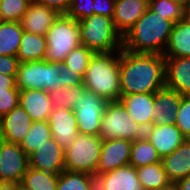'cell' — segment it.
<instances>
[{"instance_id":"obj_12","label":"cell","mask_w":190,"mask_h":190,"mask_svg":"<svg viewBox=\"0 0 190 190\" xmlns=\"http://www.w3.org/2000/svg\"><path fill=\"white\" fill-rule=\"evenodd\" d=\"M48 124L53 139L66 149L78 135V124L73 109L53 108Z\"/></svg>"},{"instance_id":"obj_46","label":"cell","mask_w":190,"mask_h":190,"mask_svg":"<svg viewBox=\"0 0 190 190\" xmlns=\"http://www.w3.org/2000/svg\"><path fill=\"white\" fill-rule=\"evenodd\" d=\"M15 190H30L29 188H27L24 184L22 183H15Z\"/></svg>"},{"instance_id":"obj_19","label":"cell","mask_w":190,"mask_h":190,"mask_svg":"<svg viewBox=\"0 0 190 190\" xmlns=\"http://www.w3.org/2000/svg\"><path fill=\"white\" fill-rule=\"evenodd\" d=\"M130 117L144 129L152 126L154 118V93L122 95L119 99Z\"/></svg>"},{"instance_id":"obj_41","label":"cell","mask_w":190,"mask_h":190,"mask_svg":"<svg viewBox=\"0 0 190 190\" xmlns=\"http://www.w3.org/2000/svg\"><path fill=\"white\" fill-rule=\"evenodd\" d=\"M94 15H102L113 18L115 0H94Z\"/></svg>"},{"instance_id":"obj_37","label":"cell","mask_w":190,"mask_h":190,"mask_svg":"<svg viewBox=\"0 0 190 190\" xmlns=\"http://www.w3.org/2000/svg\"><path fill=\"white\" fill-rule=\"evenodd\" d=\"M94 0H71L67 16L81 20L94 15Z\"/></svg>"},{"instance_id":"obj_13","label":"cell","mask_w":190,"mask_h":190,"mask_svg":"<svg viewBox=\"0 0 190 190\" xmlns=\"http://www.w3.org/2000/svg\"><path fill=\"white\" fill-rule=\"evenodd\" d=\"M131 147L127 139L103 140L96 176L129 165Z\"/></svg>"},{"instance_id":"obj_31","label":"cell","mask_w":190,"mask_h":190,"mask_svg":"<svg viewBox=\"0 0 190 190\" xmlns=\"http://www.w3.org/2000/svg\"><path fill=\"white\" fill-rule=\"evenodd\" d=\"M58 180V174L29 167L21 183L30 190H57Z\"/></svg>"},{"instance_id":"obj_1","label":"cell","mask_w":190,"mask_h":190,"mask_svg":"<svg viewBox=\"0 0 190 190\" xmlns=\"http://www.w3.org/2000/svg\"><path fill=\"white\" fill-rule=\"evenodd\" d=\"M121 96L155 93L165 87V57L120 51Z\"/></svg>"},{"instance_id":"obj_20","label":"cell","mask_w":190,"mask_h":190,"mask_svg":"<svg viewBox=\"0 0 190 190\" xmlns=\"http://www.w3.org/2000/svg\"><path fill=\"white\" fill-rule=\"evenodd\" d=\"M149 9V0H115L113 21L122 37Z\"/></svg>"},{"instance_id":"obj_23","label":"cell","mask_w":190,"mask_h":190,"mask_svg":"<svg viewBox=\"0 0 190 190\" xmlns=\"http://www.w3.org/2000/svg\"><path fill=\"white\" fill-rule=\"evenodd\" d=\"M163 169L174 184L190 174V139L184 142L171 154L161 158Z\"/></svg>"},{"instance_id":"obj_15","label":"cell","mask_w":190,"mask_h":190,"mask_svg":"<svg viewBox=\"0 0 190 190\" xmlns=\"http://www.w3.org/2000/svg\"><path fill=\"white\" fill-rule=\"evenodd\" d=\"M96 188L98 190H144L138 179L137 169L130 164L96 176Z\"/></svg>"},{"instance_id":"obj_44","label":"cell","mask_w":190,"mask_h":190,"mask_svg":"<svg viewBox=\"0 0 190 190\" xmlns=\"http://www.w3.org/2000/svg\"><path fill=\"white\" fill-rule=\"evenodd\" d=\"M173 185L177 190H190V174Z\"/></svg>"},{"instance_id":"obj_8","label":"cell","mask_w":190,"mask_h":190,"mask_svg":"<svg viewBox=\"0 0 190 190\" xmlns=\"http://www.w3.org/2000/svg\"><path fill=\"white\" fill-rule=\"evenodd\" d=\"M144 133L145 129L130 117L119 100L107 103L99 133L103 140L127 139L135 141L144 137Z\"/></svg>"},{"instance_id":"obj_16","label":"cell","mask_w":190,"mask_h":190,"mask_svg":"<svg viewBox=\"0 0 190 190\" xmlns=\"http://www.w3.org/2000/svg\"><path fill=\"white\" fill-rule=\"evenodd\" d=\"M144 136L156 148L161 158L171 154L186 139L175 124L152 125L145 129Z\"/></svg>"},{"instance_id":"obj_29","label":"cell","mask_w":190,"mask_h":190,"mask_svg":"<svg viewBox=\"0 0 190 190\" xmlns=\"http://www.w3.org/2000/svg\"><path fill=\"white\" fill-rule=\"evenodd\" d=\"M96 177L92 174L69 172L59 174L57 190H95Z\"/></svg>"},{"instance_id":"obj_10","label":"cell","mask_w":190,"mask_h":190,"mask_svg":"<svg viewBox=\"0 0 190 190\" xmlns=\"http://www.w3.org/2000/svg\"><path fill=\"white\" fill-rule=\"evenodd\" d=\"M29 168V157L20 144L0 139V180L8 183H21Z\"/></svg>"},{"instance_id":"obj_4","label":"cell","mask_w":190,"mask_h":190,"mask_svg":"<svg viewBox=\"0 0 190 190\" xmlns=\"http://www.w3.org/2000/svg\"><path fill=\"white\" fill-rule=\"evenodd\" d=\"M81 26V45L94 53L117 52L123 49V37L113 18L91 15L78 21Z\"/></svg>"},{"instance_id":"obj_34","label":"cell","mask_w":190,"mask_h":190,"mask_svg":"<svg viewBox=\"0 0 190 190\" xmlns=\"http://www.w3.org/2000/svg\"><path fill=\"white\" fill-rule=\"evenodd\" d=\"M31 0H0V21L20 22Z\"/></svg>"},{"instance_id":"obj_28","label":"cell","mask_w":190,"mask_h":190,"mask_svg":"<svg viewBox=\"0 0 190 190\" xmlns=\"http://www.w3.org/2000/svg\"><path fill=\"white\" fill-rule=\"evenodd\" d=\"M156 162H161V157L145 136L132 141L130 165L138 168Z\"/></svg>"},{"instance_id":"obj_39","label":"cell","mask_w":190,"mask_h":190,"mask_svg":"<svg viewBox=\"0 0 190 190\" xmlns=\"http://www.w3.org/2000/svg\"><path fill=\"white\" fill-rule=\"evenodd\" d=\"M18 65L17 57L0 55V74L17 76Z\"/></svg>"},{"instance_id":"obj_32","label":"cell","mask_w":190,"mask_h":190,"mask_svg":"<svg viewBox=\"0 0 190 190\" xmlns=\"http://www.w3.org/2000/svg\"><path fill=\"white\" fill-rule=\"evenodd\" d=\"M149 9L159 13L163 18L171 20L174 24L188 17L185 3L169 0H149Z\"/></svg>"},{"instance_id":"obj_38","label":"cell","mask_w":190,"mask_h":190,"mask_svg":"<svg viewBox=\"0 0 190 190\" xmlns=\"http://www.w3.org/2000/svg\"><path fill=\"white\" fill-rule=\"evenodd\" d=\"M19 97V89H7V92H0V118L19 105Z\"/></svg>"},{"instance_id":"obj_26","label":"cell","mask_w":190,"mask_h":190,"mask_svg":"<svg viewBox=\"0 0 190 190\" xmlns=\"http://www.w3.org/2000/svg\"><path fill=\"white\" fill-rule=\"evenodd\" d=\"M23 31L20 22L0 21V55L17 57Z\"/></svg>"},{"instance_id":"obj_25","label":"cell","mask_w":190,"mask_h":190,"mask_svg":"<svg viewBox=\"0 0 190 190\" xmlns=\"http://www.w3.org/2000/svg\"><path fill=\"white\" fill-rule=\"evenodd\" d=\"M46 48L45 36L23 31L17 59L19 63L44 60Z\"/></svg>"},{"instance_id":"obj_6","label":"cell","mask_w":190,"mask_h":190,"mask_svg":"<svg viewBox=\"0 0 190 190\" xmlns=\"http://www.w3.org/2000/svg\"><path fill=\"white\" fill-rule=\"evenodd\" d=\"M64 62L51 63L45 60L19 63L16 87L19 90L39 89L51 93L64 88L61 70Z\"/></svg>"},{"instance_id":"obj_3","label":"cell","mask_w":190,"mask_h":190,"mask_svg":"<svg viewBox=\"0 0 190 190\" xmlns=\"http://www.w3.org/2000/svg\"><path fill=\"white\" fill-rule=\"evenodd\" d=\"M88 91L106 101H118L121 97L120 51L94 53L83 77Z\"/></svg>"},{"instance_id":"obj_33","label":"cell","mask_w":190,"mask_h":190,"mask_svg":"<svg viewBox=\"0 0 190 190\" xmlns=\"http://www.w3.org/2000/svg\"><path fill=\"white\" fill-rule=\"evenodd\" d=\"M85 90V85L81 84L73 87H64L49 93L53 108H67L74 110L76 101L79 99L80 94Z\"/></svg>"},{"instance_id":"obj_24","label":"cell","mask_w":190,"mask_h":190,"mask_svg":"<svg viewBox=\"0 0 190 190\" xmlns=\"http://www.w3.org/2000/svg\"><path fill=\"white\" fill-rule=\"evenodd\" d=\"M164 57H190V16L174 24Z\"/></svg>"},{"instance_id":"obj_14","label":"cell","mask_w":190,"mask_h":190,"mask_svg":"<svg viewBox=\"0 0 190 190\" xmlns=\"http://www.w3.org/2000/svg\"><path fill=\"white\" fill-rule=\"evenodd\" d=\"M33 120L20 105L0 118V139L9 143L21 144Z\"/></svg>"},{"instance_id":"obj_30","label":"cell","mask_w":190,"mask_h":190,"mask_svg":"<svg viewBox=\"0 0 190 190\" xmlns=\"http://www.w3.org/2000/svg\"><path fill=\"white\" fill-rule=\"evenodd\" d=\"M52 137L48 121H33L20 147L29 157L46 140Z\"/></svg>"},{"instance_id":"obj_17","label":"cell","mask_w":190,"mask_h":190,"mask_svg":"<svg viewBox=\"0 0 190 190\" xmlns=\"http://www.w3.org/2000/svg\"><path fill=\"white\" fill-rule=\"evenodd\" d=\"M165 87L190 96V57H165Z\"/></svg>"},{"instance_id":"obj_47","label":"cell","mask_w":190,"mask_h":190,"mask_svg":"<svg viewBox=\"0 0 190 190\" xmlns=\"http://www.w3.org/2000/svg\"><path fill=\"white\" fill-rule=\"evenodd\" d=\"M185 6H186L187 14L188 16H190V0L185 1Z\"/></svg>"},{"instance_id":"obj_21","label":"cell","mask_w":190,"mask_h":190,"mask_svg":"<svg viewBox=\"0 0 190 190\" xmlns=\"http://www.w3.org/2000/svg\"><path fill=\"white\" fill-rule=\"evenodd\" d=\"M182 96L176 91L163 87L154 93V118L152 125L174 124Z\"/></svg>"},{"instance_id":"obj_36","label":"cell","mask_w":190,"mask_h":190,"mask_svg":"<svg viewBox=\"0 0 190 190\" xmlns=\"http://www.w3.org/2000/svg\"><path fill=\"white\" fill-rule=\"evenodd\" d=\"M174 124L186 139H190V96H182Z\"/></svg>"},{"instance_id":"obj_2","label":"cell","mask_w":190,"mask_h":190,"mask_svg":"<svg viewBox=\"0 0 190 190\" xmlns=\"http://www.w3.org/2000/svg\"><path fill=\"white\" fill-rule=\"evenodd\" d=\"M174 23L148 9L123 36V49L131 53L163 55Z\"/></svg>"},{"instance_id":"obj_35","label":"cell","mask_w":190,"mask_h":190,"mask_svg":"<svg viewBox=\"0 0 190 190\" xmlns=\"http://www.w3.org/2000/svg\"><path fill=\"white\" fill-rule=\"evenodd\" d=\"M93 55V51L83 45H80L67 55L64 60V64L66 67H70V70H74L84 76Z\"/></svg>"},{"instance_id":"obj_7","label":"cell","mask_w":190,"mask_h":190,"mask_svg":"<svg viewBox=\"0 0 190 190\" xmlns=\"http://www.w3.org/2000/svg\"><path fill=\"white\" fill-rule=\"evenodd\" d=\"M103 139L100 136L78 133L65 150V170L92 174L96 177Z\"/></svg>"},{"instance_id":"obj_22","label":"cell","mask_w":190,"mask_h":190,"mask_svg":"<svg viewBox=\"0 0 190 190\" xmlns=\"http://www.w3.org/2000/svg\"><path fill=\"white\" fill-rule=\"evenodd\" d=\"M19 105L33 121H48L53 110L49 93L39 89L20 90Z\"/></svg>"},{"instance_id":"obj_43","label":"cell","mask_w":190,"mask_h":190,"mask_svg":"<svg viewBox=\"0 0 190 190\" xmlns=\"http://www.w3.org/2000/svg\"><path fill=\"white\" fill-rule=\"evenodd\" d=\"M16 76L0 74V92H7V89H18L16 87Z\"/></svg>"},{"instance_id":"obj_48","label":"cell","mask_w":190,"mask_h":190,"mask_svg":"<svg viewBox=\"0 0 190 190\" xmlns=\"http://www.w3.org/2000/svg\"><path fill=\"white\" fill-rule=\"evenodd\" d=\"M163 190H177L175 187H174V185L172 184L169 188H167V189H163Z\"/></svg>"},{"instance_id":"obj_27","label":"cell","mask_w":190,"mask_h":190,"mask_svg":"<svg viewBox=\"0 0 190 190\" xmlns=\"http://www.w3.org/2000/svg\"><path fill=\"white\" fill-rule=\"evenodd\" d=\"M138 179L144 190H163L169 188V181L161 162L136 168Z\"/></svg>"},{"instance_id":"obj_11","label":"cell","mask_w":190,"mask_h":190,"mask_svg":"<svg viewBox=\"0 0 190 190\" xmlns=\"http://www.w3.org/2000/svg\"><path fill=\"white\" fill-rule=\"evenodd\" d=\"M65 150L51 137L29 156V167L60 174L65 170Z\"/></svg>"},{"instance_id":"obj_49","label":"cell","mask_w":190,"mask_h":190,"mask_svg":"<svg viewBox=\"0 0 190 190\" xmlns=\"http://www.w3.org/2000/svg\"><path fill=\"white\" fill-rule=\"evenodd\" d=\"M169 1H174V2H179V3H185L186 0H169Z\"/></svg>"},{"instance_id":"obj_42","label":"cell","mask_w":190,"mask_h":190,"mask_svg":"<svg viewBox=\"0 0 190 190\" xmlns=\"http://www.w3.org/2000/svg\"><path fill=\"white\" fill-rule=\"evenodd\" d=\"M33 1L53 9L57 11L59 14H66L71 4V0H33Z\"/></svg>"},{"instance_id":"obj_18","label":"cell","mask_w":190,"mask_h":190,"mask_svg":"<svg viewBox=\"0 0 190 190\" xmlns=\"http://www.w3.org/2000/svg\"><path fill=\"white\" fill-rule=\"evenodd\" d=\"M59 15L57 11L43 4L30 1L20 24L25 32L45 36Z\"/></svg>"},{"instance_id":"obj_45","label":"cell","mask_w":190,"mask_h":190,"mask_svg":"<svg viewBox=\"0 0 190 190\" xmlns=\"http://www.w3.org/2000/svg\"><path fill=\"white\" fill-rule=\"evenodd\" d=\"M0 190H15V183L2 182Z\"/></svg>"},{"instance_id":"obj_40","label":"cell","mask_w":190,"mask_h":190,"mask_svg":"<svg viewBox=\"0 0 190 190\" xmlns=\"http://www.w3.org/2000/svg\"><path fill=\"white\" fill-rule=\"evenodd\" d=\"M60 75L65 87H73L75 85L83 84L84 76L75 72L74 70H70V67H66L65 64L62 66Z\"/></svg>"},{"instance_id":"obj_5","label":"cell","mask_w":190,"mask_h":190,"mask_svg":"<svg viewBox=\"0 0 190 190\" xmlns=\"http://www.w3.org/2000/svg\"><path fill=\"white\" fill-rule=\"evenodd\" d=\"M45 61L64 62L67 55L81 45V26L66 14H60L45 34Z\"/></svg>"},{"instance_id":"obj_9","label":"cell","mask_w":190,"mask_h":190,"mask_svg":"<svg viewBox=\"0 0 190 190\" xmlns=\"http://www.w3.org/2000/svg\"><path fill=\"white\" fill-rule=\"evenodd\" d=\"M107 103L108 101L87 89L80 94L74 108L78 133L99 136Z\"/></svg>"}]
</instances>
